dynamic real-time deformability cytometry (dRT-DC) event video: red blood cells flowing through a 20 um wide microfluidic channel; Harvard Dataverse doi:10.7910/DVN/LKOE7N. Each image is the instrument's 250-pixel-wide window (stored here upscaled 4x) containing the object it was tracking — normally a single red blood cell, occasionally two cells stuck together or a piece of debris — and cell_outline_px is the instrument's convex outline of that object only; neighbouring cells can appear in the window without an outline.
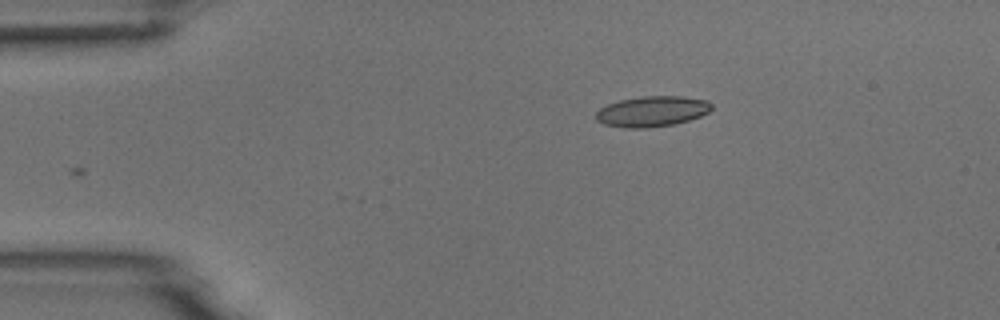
{"species": "common noctule bat (a hibernating species)", "species_latin": "Nyctalus noctula", "temperature_condition": "room temperature", "stored_images_in_passage": 4, "camera_frame_rate_fps": 3000, "um_per_image_px": 0.085, "animal": {"sex": "male", "body_mass_g": 18.8}, "frame": {"image": 1, "passage_image": 4, "time_ms": 3.333, "image_size_px": [1000, 320], "cell_outline_px": [[712, 108], [708, 112], [700, 116], [676, 124], [644, 128], [624, 128], [604, 124], [596, 120], [596, 112], [600, 108], [608, 104], [620, 100], [640, 96], [684, 96], [708, 100], [712, 104]], "centroid_in_image_um": [55.43, 9.46], "position_along_channel_um": 29.6, "area_um2": 20.69}}